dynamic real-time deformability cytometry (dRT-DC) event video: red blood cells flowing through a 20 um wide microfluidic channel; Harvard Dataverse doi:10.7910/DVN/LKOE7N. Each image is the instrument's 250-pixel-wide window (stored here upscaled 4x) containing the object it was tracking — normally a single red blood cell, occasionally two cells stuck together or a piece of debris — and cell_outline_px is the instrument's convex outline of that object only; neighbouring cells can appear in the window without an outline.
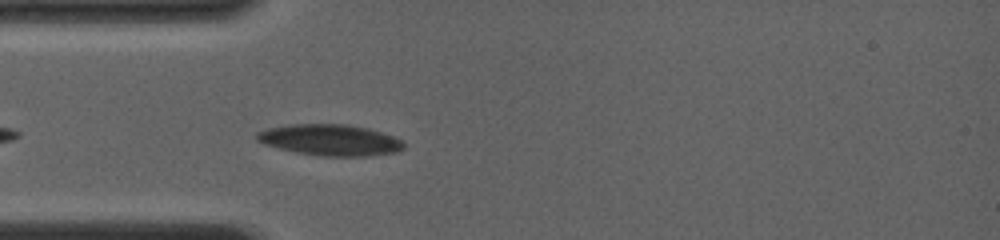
{"species": "common noctule bat (a hibernating species)", "species_latin": "Nyctalus noctula", "temperature_condition": "room temperature", "stored_images_in_passage": 32, "camera_frame_rate_fps": 4000, "um_per_image_px": 0.085, "animal": {"sex": "female", "body_mass_g": 19.0, "forearm_length_mm": 56.7}, "frame": {"image": 1, "passage_image": 3, "time_ms": 0.75, "image_size_px": [1000, 240], "cell_outline_px": [[404, 148], [396, 152], [372, 156], [320, 156], [296, 152], [264, 144], [256, 140], [256, 132], [268, 128], [292, 124], [348, 124], [368, 128], [392, 136], [400, 140], [404, 144]], "centroid_in_image_um": [28.05, 11.9], "position_along_channel_um": 56.9, "area_um2": 26.65}}
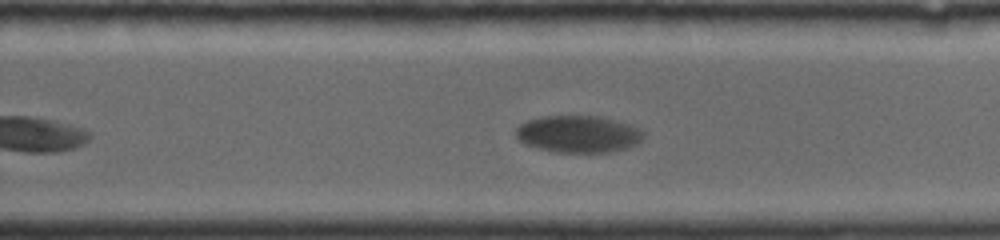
{"frame": {"image": 2, "passage_image": 20, "time_ms": 6.75, "image_size_px": [1000, 240], "cell_outline_px": [[644, 136], [636, 144], [612, 152], [556, 152], [536, 148], [524, 144], [516, 136], [516, 128], [520, 124], [528, 120], [544, 116], [600, 116], [632, 124], [644, 132]], "centroid_in_image_um": [49.15, 11.39], "position_along_channel_um": 280.6, "area_um2": 27.57}}
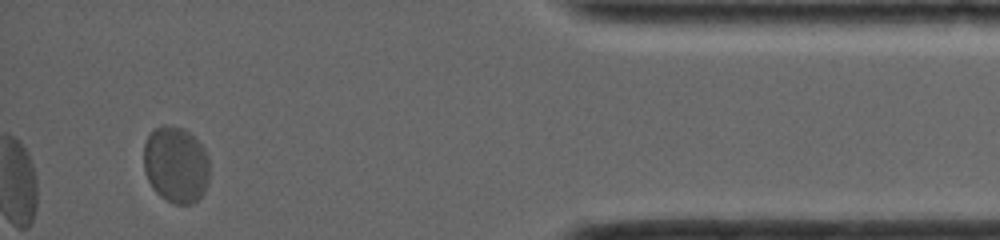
{"frame": {"image": 3, "passage_image": 32, "time_ms": 11.5, "image_size_px": [1000, 240], "cell_outline_px": [[208, 184], [204, 192], [192, 204], [176, 204], [160, 196], [152, 188], [144, 172], [144, 144], [152, 128], [164, 124], [184, 128], [204, 148], [208, 156]], "centroid_in_image_um": [14.93, 13.98], "position_along_channel_um": 420.3, "area_um2": 29.48}, "authors_computed_cell_mechanics": {"area_um2": 27.9463, "velocity_mm_per_s": 3.7695, "shape_relaxation_time_tau1_ms": 2.8833, "shape_relaxation_time_tau2_ms": null, "deformation_change_tau1": 0.0943, "deformation_change_tau2": null}}